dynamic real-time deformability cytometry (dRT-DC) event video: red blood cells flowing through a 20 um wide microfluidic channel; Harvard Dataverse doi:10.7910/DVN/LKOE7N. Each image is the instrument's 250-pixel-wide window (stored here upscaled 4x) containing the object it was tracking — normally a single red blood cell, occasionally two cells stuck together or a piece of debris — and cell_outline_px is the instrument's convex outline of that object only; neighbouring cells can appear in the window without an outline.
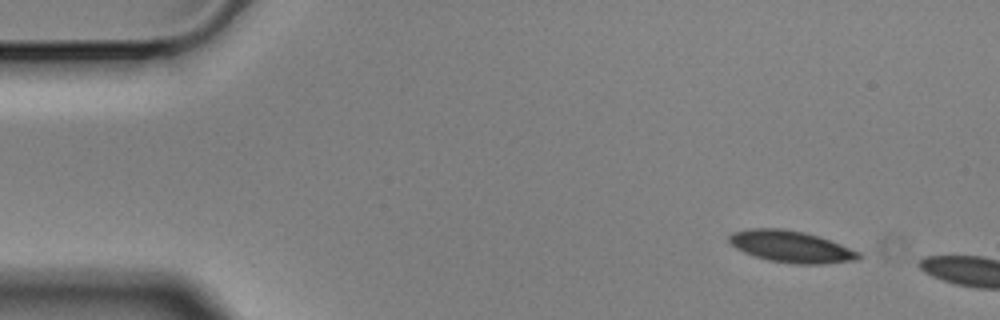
{"species": "Egyptian fruit bat (a non-hibernating species)", "species_latin": "Rousettus aegyptiacus", "temperature_condition": "cold", "stored_images_in_passage": 2, "camera_frame_rate_fps": 3000, "um_per_image_px": 0.085, "animal": {"sex": "male"}, "frame": {"image": 1, "passage_image": 1, "time_ms": 0.0, "image_size_px": [1000, 320], "cell_outline_px": [[864, 256], [860, 260], [824, 264], [796, 264], [768, 260], [744, 252], [736, 248], [728, 240], [728, 236], [732, 232], [752, 228], [780, 228], [804, 232], [840, 244], [860, 252]], "centroid_in_image_um": [67.27, 20.97], "position_along_channel_um": 17.7, "area_um2": 23.87}}